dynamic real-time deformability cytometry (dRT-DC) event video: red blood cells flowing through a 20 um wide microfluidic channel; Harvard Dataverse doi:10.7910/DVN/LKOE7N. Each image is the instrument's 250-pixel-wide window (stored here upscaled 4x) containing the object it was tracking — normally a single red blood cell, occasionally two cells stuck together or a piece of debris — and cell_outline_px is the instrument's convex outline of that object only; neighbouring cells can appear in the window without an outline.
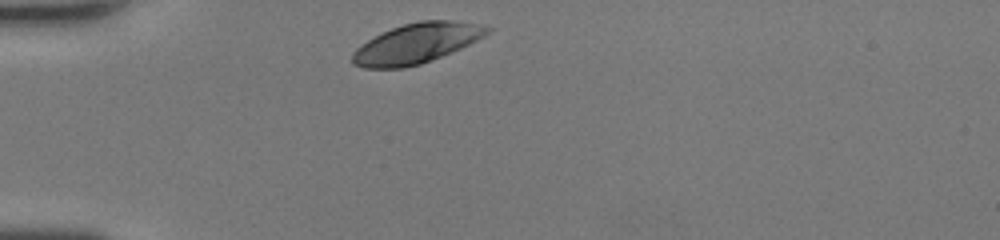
{"species": "human", "species_latin": "Homo sapiens", "temperature_condition": "room temperature", "stored_images_in_passage": 27, "camera_frame_rate_fps": 3000, "um_per_image_px": 0.085, "donor": {"sex": "female"}, "frame": {"image": 1, "passage_image": 1, "time_ms": 0.0, "image_size_px": [1000, 240], "cell_outline_px": [[492, 28], [484, 36], [460, 48], [420, 64], [404, 68], [364, 68], [352, 64], [352, 52], [356, 48], [368, 40], [392, 28], [404, 24], [420, 20], [448, 20], [472, 24]], "centroid_in_image_um": [35.34, 3.7], "position_along_channel_um": 49.7, "area_um2": 30.75}}
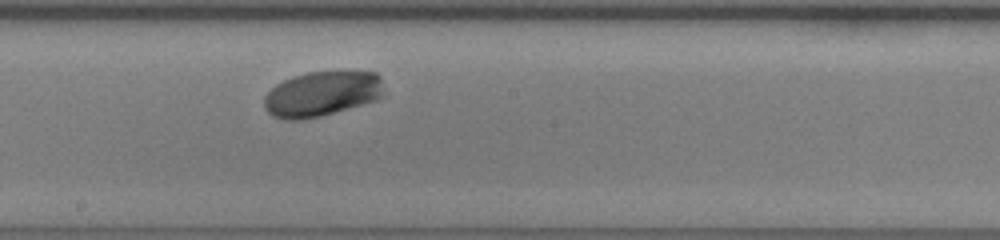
{"frame": {"image": 2, "passage_image": 15, "time_ms": 4.667, "image_size_px": [1000, 240], "cell_outline_px": [[384, 96], [376, 100], [320, 116], [300, 120], [284, 120], [272, 116], [264, 108], [264, 96], [276, 84], [292, 76], [308, 72], [376, 72], [380, 76]], "centroid_in_image_um": [27.33, 7.98], "position_along_channel_um": 220.9, "area_um2": 31.39}}
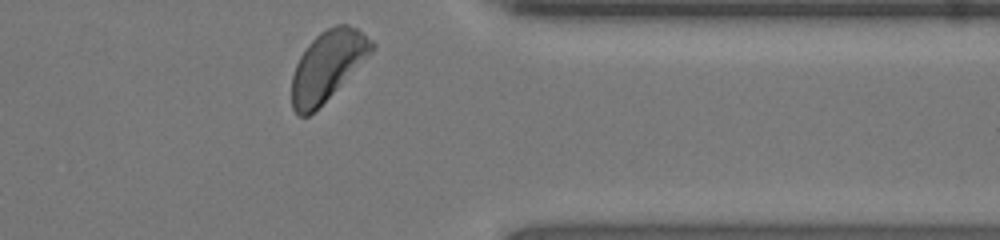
{"frame": {"image": 3, "passage_image": 27, "time_ms": 8.667, "image_size_px": [1000, 240], "cell_outline_px": [[376, 48], [308, 116], [300, 116], [292, 108], [292, 76], [296, 64], [300, 56], [308, 44], [320, 32], [336, 24], [348, 24], [356, 28], [372, 40], [376, 44]], "centroid_in_image_um": [27.83, 5.54], "position_along_channel_um": 383.6, "area_um2": 31.56}, "authors_computed_cell_mechanics": {"area_um2": 31.7322, "velocity_mm_per_s": 4.2084, "shape_relaxation_time_tau1_ms": 1.0504, "shape_relaxation_time_tau2_ms": null, "deformation_change_tau1": 0.1131, "deformation_change_tau2": null}}